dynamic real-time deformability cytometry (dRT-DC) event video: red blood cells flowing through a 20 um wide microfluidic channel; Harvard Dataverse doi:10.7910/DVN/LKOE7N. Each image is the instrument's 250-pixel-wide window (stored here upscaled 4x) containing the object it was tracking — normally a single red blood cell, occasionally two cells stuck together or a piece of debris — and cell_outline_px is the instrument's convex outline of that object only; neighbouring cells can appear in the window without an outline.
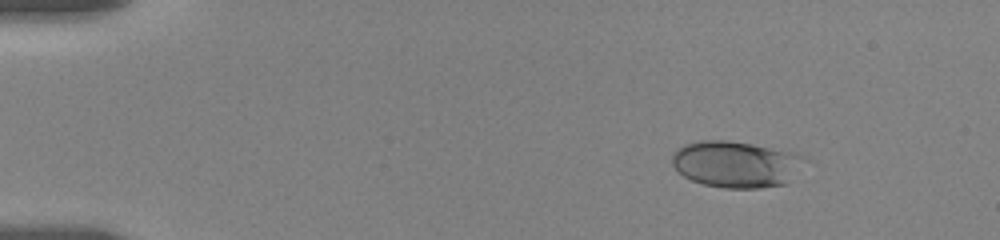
{"species": "human", "species_latin": "Homo sapiens", "temperature_condition": "room temperature", "stored_images_in_passage": 18, "camera_frame_rate_fps": 3000, "um_per_image_px": 0.085, "donor": {"sex": "female"}, "frame": {"image": 1, "passage_image": 1, "time_ms": 0.0, "image_size_px": [1000, 240], "cell_outline_px": [[808, 160], [784, 184], [760, 188], [724, 188], [704, 184], [692, 180], [684, 176], [672, 164], [672, 152], [676, 148], [684, 144], [700, 140], [728, 140], [752, 144], [792, 152], [804, 156]], "centroid_in_image_um": [62.53, 13.94], "position_along_channel_um": 22.5, "area_um2": 35.84}}
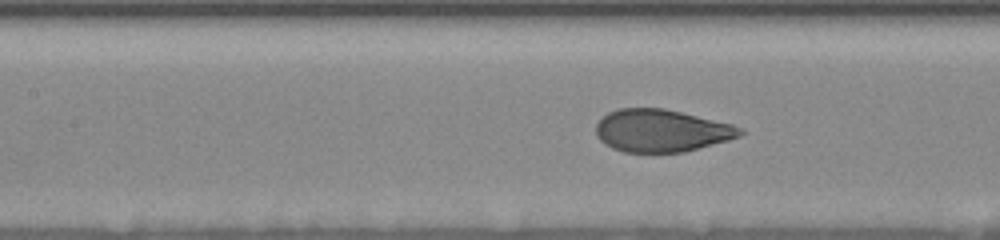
{"frame": {"image": 2, "passage_image": 11, "time_ms": 6.333, "image_size_px": [1000, 240], "cell_outline_px": [[744, 132], [740, 136], [728, 140], [684, 152], [624, 152], [612, 148], [604, 144], [596, 136], [596, 124], [608, 112], [616, 108], [664, 108], [732, 124], [744, 128]], "centroid_in_image_um": [56.21, 11.1], "position_along_channel_um": 151.2, "area_um2": 35.72}}
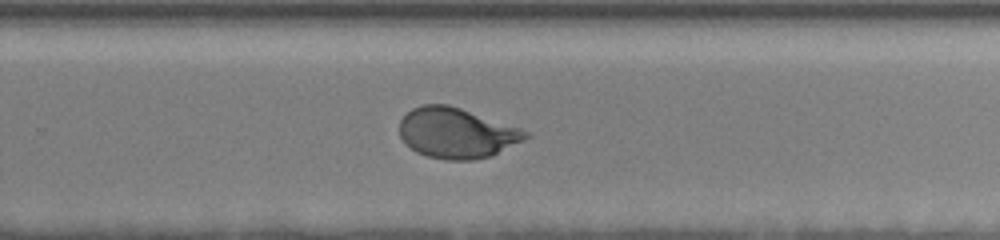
{"frame": {"image": 3, "passage_image": 18, "time_ms": 10.333, "image_size_px": [1000, 240], "cell_outline_px": [[532, 136], [492, 156], [472, 160], [448, 160], [428, 156], [416, 152], [400, 136], [400, 120], [412, 108], [424, 104], [448, 104], [520, 128], [528, 132]], "centroid_in_image_um": [38.83, 11.31], "position_along_channel_um": 291.0, "area_um2": 36.76}}